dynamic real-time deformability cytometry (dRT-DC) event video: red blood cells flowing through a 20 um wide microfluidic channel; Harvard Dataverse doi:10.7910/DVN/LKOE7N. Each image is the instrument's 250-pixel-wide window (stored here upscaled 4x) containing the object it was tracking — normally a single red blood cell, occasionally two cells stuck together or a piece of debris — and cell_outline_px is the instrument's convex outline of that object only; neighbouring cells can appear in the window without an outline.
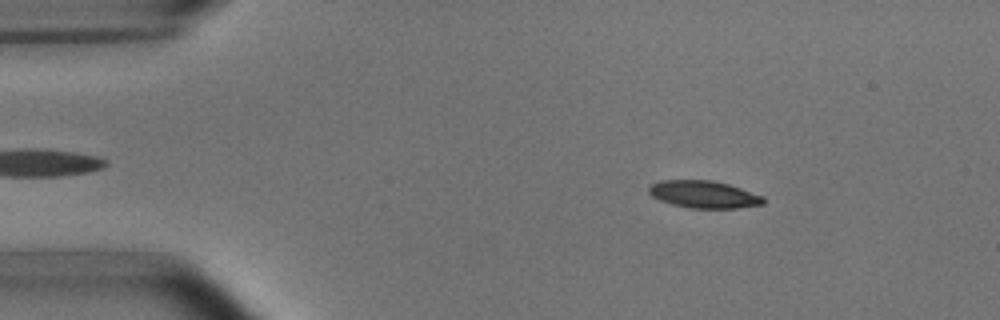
{"species": "common noctule bat (a hibernating species)", "species_latin": "Nyctalus noctula", "temperature_condition": "room temperature", "stored_images_in_passage": 6, "camera_frame_rate_fps": 3000, "um_per_image_px": 0.085, "animal": {"sex": "male", "body_mass_g": 15.6}, "frame": {"image": 1, "passage_image": 3, "time_ms": 2.333, "image_size_px": [1000, 320], "cell_outline_px": [[764, 204], [736, 208], [692, 208], [672, 204], [660, 200], [652, 196], [648, 192], [648, 184], [660, 180], [712, 180], [728, 184], [764, 196]], "centroid_in_image_um": [59.79, 16.51], "position_along_channel_um": 25.2, "area_um2": 18.26}}
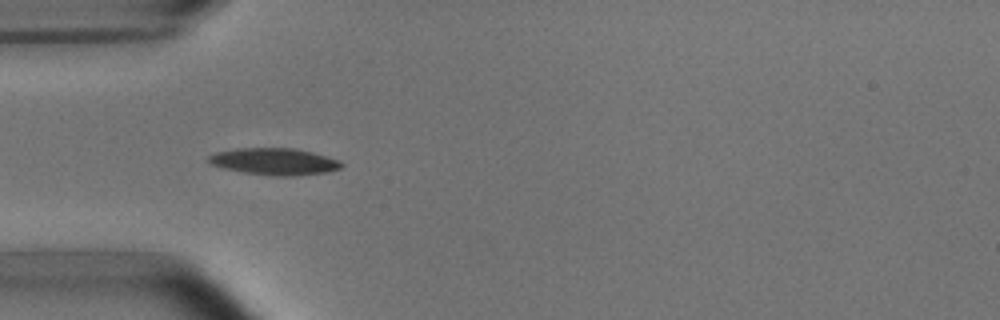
{"frame": {"image": 2, "passage_image": 5, "time_ms": 5.0, "image_size_px": [1000, 320], "cell_outline_px": [[344, 164], [340, 168], [328, 172], [296, 176], [276, 176], [244, 172], [212, 164], [208, 160], [208, 156], [216, 152], [236, 148], [292, 148], [312, 152], [340, 160]], "centroid_in_image_um": [23.38, 13.72], "position_along_channel_um": 61.6, "area_um2": 20.58}}